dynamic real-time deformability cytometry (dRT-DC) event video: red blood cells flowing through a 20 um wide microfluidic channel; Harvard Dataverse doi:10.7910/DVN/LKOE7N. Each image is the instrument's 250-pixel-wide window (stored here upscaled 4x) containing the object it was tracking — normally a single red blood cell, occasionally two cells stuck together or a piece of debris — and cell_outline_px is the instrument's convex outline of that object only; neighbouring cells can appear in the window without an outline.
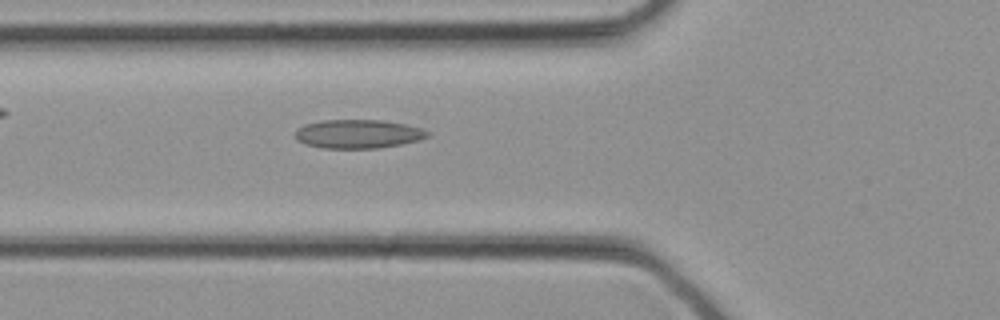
{"species": "common noctule bat (a hibernating species)", "species_latin": "Nyctalus noctula", "temperature_condition": "cold", "stored_images_in_passage": 30, "camera_frame_rate_fps": 3000, "um_per_image_px": 0.085, "animal": {"sex": "female", "body_mass_g": 21.9}, "frame": {"image": 1, "passage_image": 12, "time_ms": 3.667, "image_size_px": [1000, 320], "cell_outline_px": [[428, 136], [420, 140], [380, 148], [324, 148], [304, 144], [296, 140], [296, 128], [304, 124], [324, 120], [380, 120], [404, 124], [420, 128], [428, 132]], "centroid_in_image_um": [30.39, 11.39], "position_along_channel_um": 95.4, "area_um2": 22.08}}
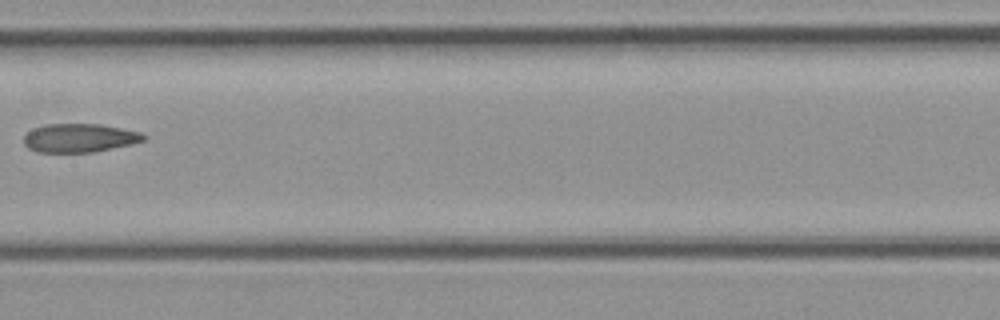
{"frame": {"image": 2, "passage_image": 17, "time_ms": 5.333, "image_size_px": [1000, 320], "cell_outline_px": [[148, 136], [144, 140], [132, 144], [92, 152], [36, 152], [28, 148], [24, 144], [24, 136], [32, 128], [48, 124], [100, 124], [140, 132]], "centroid_in_image_um": [6.74, 11.72], "position_along_channel_um": 200.7, "area_um2": 19.94}}
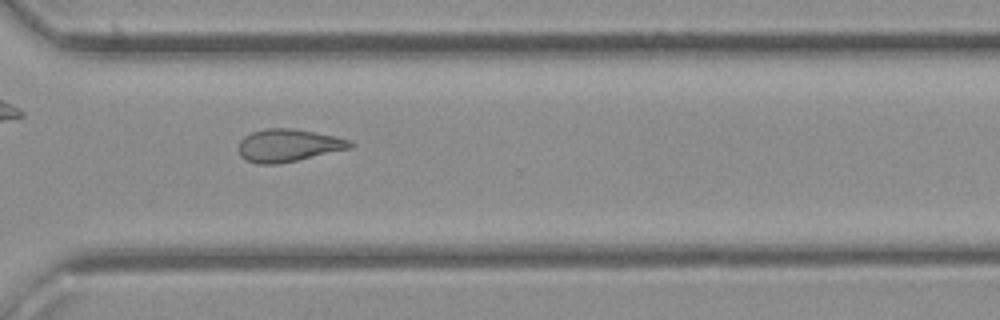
{"frame": {"image": 3, "passage_image": 24, "time_ms": 7.667, "image_size_px": [1000, 320], "cell_outline_px": [[356, 144], [352, 148], [296, 160], [276, 164], [256, 164], [240, 156], [240, 140], [244, 136], [252, 132], [268, 128], [288, 128], [316, 132], [336, 136], [352, 140]], "centroid_in_image_um": [24.56, 12.35], "position_along_channel_um": 346.0, "area_um2": 21.15}}